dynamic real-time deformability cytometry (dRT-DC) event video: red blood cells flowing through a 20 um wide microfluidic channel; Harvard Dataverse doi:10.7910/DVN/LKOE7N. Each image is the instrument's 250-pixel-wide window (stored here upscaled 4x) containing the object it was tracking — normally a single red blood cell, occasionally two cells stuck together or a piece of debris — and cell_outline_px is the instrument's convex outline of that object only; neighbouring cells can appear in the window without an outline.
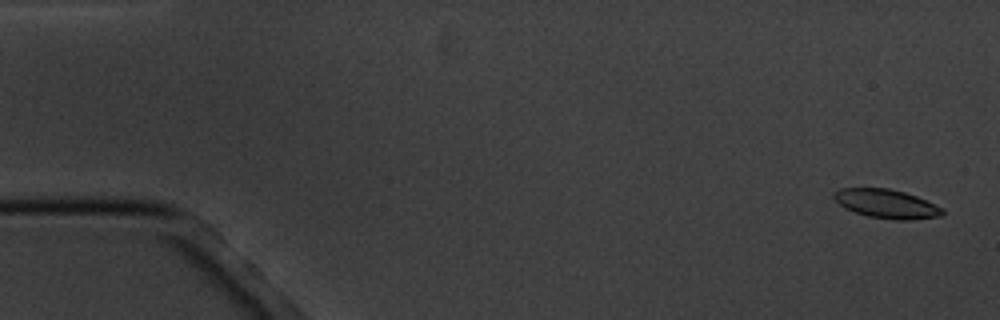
{"species": "common noctule bat (a hibernating species)", "species_latin": "Nyctalus noctula", "temperature_condition": "cold", "stored_images_in_passage": 5, "camera_frame_rate_fps": 3000, "um_per_image_px": 0.085, "animal": {"sex": "male", "body_mass_g": 20.1, "forearm_length_mm": 53.5}, "frame": {"image": 1, "passage_image": 1, "time_ms": 0.0, "image_size_px": [1000, 320], "cell_outline_px": [[944, 216], [912, 220], [892, 220], [868, 216], [844, 208], [832, 196], [832, 192], [840, 188], [888, 188], [904, 192], [916, 196], [944, 208]], "centroid_in_image_um": [75.37, 17.33], "position_along_channel_um": 9.6, "area_um2": 18.44}}
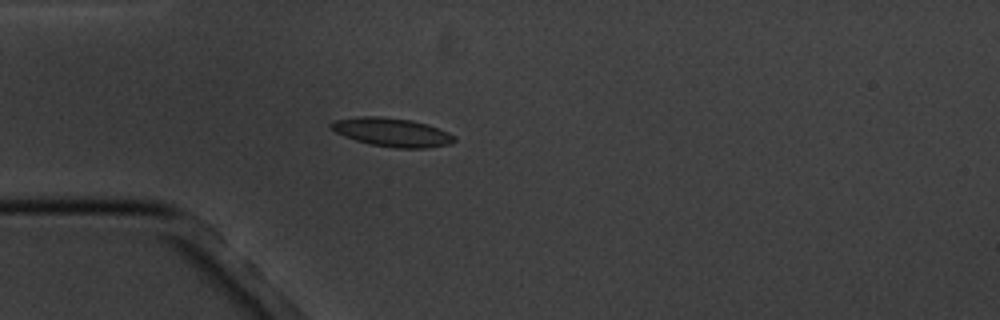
{"frame": {"image": 2, "passage_image": 5, "time_ms": 4.667, "image_size_px": [1000, 320], "cell_outline_px": [[456, 140], [452, 144], [424, 148], [396, 148], [368, 144], [344, 136], [328, 128], [328, 124], [336, 120], [360, 116], [380, 116], [412, 120], [428, 124], [448, 132], [456, 136]], "centroid_in_image_um": [33.32, 11.24], "position_along_channel_um": 51.7, "area_um2": 20.75}}